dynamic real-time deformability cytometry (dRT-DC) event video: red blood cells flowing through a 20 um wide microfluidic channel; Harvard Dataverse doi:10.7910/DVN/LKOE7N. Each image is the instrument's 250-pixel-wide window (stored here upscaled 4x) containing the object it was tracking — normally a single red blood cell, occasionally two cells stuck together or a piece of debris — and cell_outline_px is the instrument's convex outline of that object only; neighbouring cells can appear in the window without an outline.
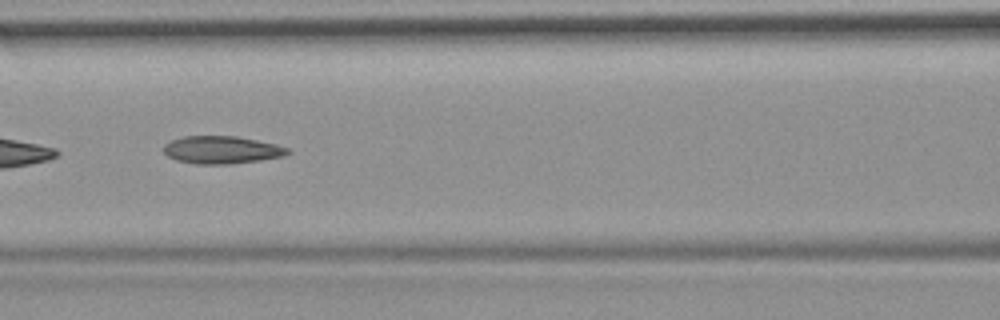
{"species": "common noctule bat (a hibernating species)", "species_latin": "Nyctalus noctula", "temperature_condition": "room temperature", "stored_images_in_passage": 8, "camera_frame_rate_fps": 3000, "um_per_image_px": 0.085, "animal": {"sex": "female", "body_mass_g": 19.9}, "frame": {"image": 1, "passage_image": 6, "time_ms": 1.667, "image_size_px": [1000, 320], "cell_outline_px": [[292, 152], [284, 156], [260, 160], [232, 164], [196, 164], [176, 160], [168, 156], [164, 152], [164, 144], [172, 140], [184, 136], [236, 136], [276, 144], [288, 148]], "centroid_in_image_um": [18.86, 12.74], "position_along_channel_um": 147.7, "area_um2": 20.0}}
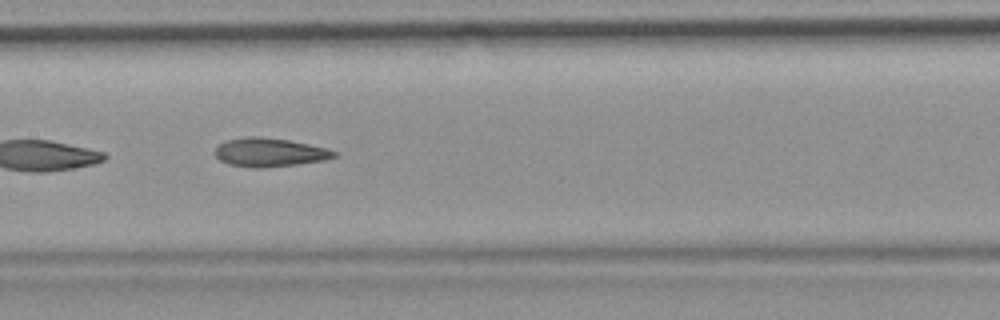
{"frame": {"image": 2, "passage_image": 7, "time_ms": 2.0, "image_size_px": [1000, 320], "cell_outline_px": [[340, 152], [336, 156], [324, 160], [296, 164], [260, 168], [248, 168], [228, 164], [220, 160], [216, 156], [216, 148], [220, 144], [228, 140], [248, 136], [260, 136], [288, 140], [328, 148]], "centroid_in_image_um": [22.94, 12.95], "position_along_channel_um": 184.5, "area_um2": 19.88}}